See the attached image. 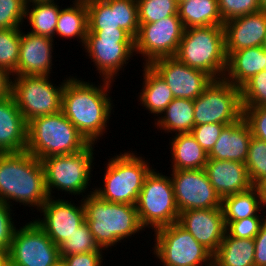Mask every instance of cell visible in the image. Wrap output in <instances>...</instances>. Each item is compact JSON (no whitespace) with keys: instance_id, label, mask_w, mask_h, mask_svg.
Wrapping results in <instances>:
<instances>
[{"instance_id":"obj_47","label":"cell","mask_w":266,"mask_h":266,"mask_svg":"<svg viewBox=\"0 0 266 266\" xmlns=\"http://www.w3.org/2000/svg\"><path fill=\"white\" fill-rule=\"evenodd\" d=\"M13 75L0 68V100L12 95Z\"/></svg>"},{"instance_id":"obj_10","label":"cell","mask_w":266,"mask_h":266,"mask_svg":"<svg viewBox=\"0 0 266 266\" xmlns=\"http://www.w3.org/2000/svg\"><path fill=\"white\" fill-rule=\"evenodd\" d=\"M153 236L150 251L163 266L213 265V254L178 222L156 229Z\"/></svg>"},{"instance_id":"obj_14","label":"cell","mask_w":266,"mask_h":266,"mask_svg":"<svg viewBox=\"0 0 266 266\" xmlns=\"http://www.w3.org/2000/svg\"><path fill=\"white\" fill-rule=\"evenodd\" d=\"M135 38V53L144 57L143 65L163 57H174L183 37L185 27L179 15H172L160 21L139 24Z\"/></svg>"},{"instance_id":"obj_50","label":"cell","mask_w":266,"mask_h":266,"mask_svg":"<svg viewBox=\"0 0 266 266\" xmlns=\"http://www.w3.org/2000/svg\"><path fill=\"white\" fill-rule=\"evenodd\" d=\"M260 11H266V0H258Z\"/></svg>"},{"instance_id":"obj_16","label":"cell","mask_w":266,"mask_h":266,"mask_svg":"<svg viewBox=\"0 0 266 266\" xmlns=\"http://www.w3.org/2000/svg\"><path fill=\"white\" fill-rule=\"evenodd\" d=\"M88 31L125 30L134 39L139 32L136 0H85Z\"/></svg>"},{"instance_id":"obj_38","label":"cell","mask_w":266,"mask_h":266,"mask_svg":"<svg viewBox=\"0 0 266 266\" xmlns=\"http://www.w3.org/2000/svg\"><path fill=\"white\" fill-rule=\"evenodd\" d=\"M242 107H266V71H261L241 88Z\"/></svg>"},{"instance_id":"obj_32","label":"cell","mask_w":266,"mask_h":266,"mask_svg":"<svg viewBox=\"0 0 266 266\" xmlns=\"http://www.w3.org/2000/svg\"><path fill=\"white\" fill-rule=\"evenodd\" d=\"M178 15L185 29L201 26H223L218 0H185L179 3Z\"/></svg>"},{"instance_id":"obj_31","label":"cell","mask_w":266,"mask_h":266,"mask_svg":"<svg viewBox=\"0 0 266 266\" xmlns=\"http://www.w3.org/2000/svg\"><path fill=\"white\" fill-rule=\"evenodd\" d=\"M88 33V9L85 0H73L72 4L67 8H62L58 16L55 35L57 37L78 38L79 43L84 46Z\"/></svg>"},{"instance_id":"obj_40","label":"cell","mask_w":266,"mask_h":266,"mask_svg":"<svg viewBox=\"0 0 266 266\" xmlns=\"http://www.w3.org/2000/svg\"><path fill=\"white\" fill-rule=\"evenodd\" d=\"M222 21L260 11L258 0H218Z\"/></svg>"},{"instance_id":"obj_39","label":"cell","mask_w":266,"mask_h":266,"mask_svg":"<svg viewBox=\"0 0 266 266\" xmlns=\"http://www.w3.org/2000/svg\"><path fill=\"white\" fill-rule=\"evenodd\" d=\"M25 12V0H0V29L23 27Z\"/></svg>"},{"instance_id":"obj_28","label":"cell","mask_w":266,"mask_h":266,"mask_svg":"<svg viewBox=\"0 0 266 266\" xmlns=\"http://www.w3.org/2000/svg\"><path fill=\"white\" fill-rule=\"evenodd\" d=\"M221 208L226 226L231 221H237L246 217L261 216L266 206L263 203L257 186L250 189L225 196L221 201Z\"/></svg>"},{"instance_id":"obj_23","label":"cell","mask_w":266,"mask_h":266,"mask_svg":"<svg viewBox=\"0 0 266 266\" xmlns=\"http://www.w3.org/2000/svg\"><path fill=\"white\" fill-rule=\"evenodd\" d=\"M27 130L28 123L13 96L0 100V153L25 151Z\"/></svg>"},{"instance_id":"obj_19","label":"cell","mask_w":266,"mask_h":266,"mask_svg":"<svg viewBox=\"0 0 266 266\" xmlns=\"http://www.w3.org/2000/svg\"><path fill=\"white\" fill-rule=\"evenodd\" d=\"M178 223L212 254L217 251L226 233L221 207L184 210L179 214Z\"/></svg>"},{"instance_id":"obj_3","label":"cell","mask_w":266,"mask_h":266,"mask_svg":"<svg viewBox=\"0 0 266 266\" xmlns=\"http://www.w3.org/2000/svg\"><path fill=\"white\" fill-rule=\"evenodd\" d=\"M87 192L82 198L85 221L95 242L104 251L146 230L140 223L135 205L109 202L100 198L94 191Z\"/></svg>"},{"instance_id":"obj_45","label":"cell","mask_w":266,"mask_h":266,"mask_svg":"<svg viewBox=\"0 0 266 266\" xmlns=\"http://www.w3.org/2000/svg\"><path fill=\"white\" fill-rule=\"evenodd\" d=\"M103 251L72 254L61 257L66 266H103Z\"/></svg>"},{"instance_id":"obj_37","label":"cell","mask_w":266,"mask_h":266,"mask_svg":"<svg viewBox=\"0 0 266 266\" xmlns=\"http://www.w3.org/2000/svg\"><path fill=\"white\" fill-rule=\"evenodd\" d=\"M245 165L251 183L256 186L266 177V141L252 136Z\"/></svg>"},{"instance_id":"obj_27","label":"cell","mask_w":266,"mask_h":266,"mask_svg":"<svg viewBox=\"0 0 266 266\" xmlns=\"http://www.w3.org/2000/svg\"><path fill=\"white\" fill-rule=\"evenodd\" d=\"M143 83L138 95L139 104L157 118L174 99L164 79L150 66L143 65Z\"/></svg>"},{"instance_id":"obj_13","label":"cell","mask_w":266,"mask_h":266,"mask_svg":"<svg viewBox=\"0 0 266 266\" xmlns=\"http://www.w3.org/2000/svg\"><path fill=\"white\" fill-rule=\"evenodd\" d=\"M8 254L10 266H52L61 259L59 246L34 219L15 229Z\"/></svg>"},{"instance_id":"obj_1","label":"cell","mask_w":266,"mask_h":266,"mask_svg":"<svg viewBox=\"0 0 266 266\" xmlns=\"http://www.w3.org/2000/svg\"><path fill=\"white\" fill-rule=\"evenodd\" d=\"M101 80L102 83L97 85L70 75L62 93V113L90 144L99 142L107 132V123L115 106L109 96L113 81Z\"/></svg>"},{"instance_id":"obj_18","label":"cell","mask_w":266,"mask_h":266,"mask_svg":"<svg viewBox=\"0 0 266 266\" xmlns=\"http://www.w3.org/2000/svg\"><path fill=\"white\" fill-rule=\"evenodd\" d=\"M150 66L164 79L174 98L195 100L213 79L201 70L194 69L174 57H163Z\"/></svg>"},{"instance_id":"obj_46","label":"cell","mask_w":266,"mask_h":266,"mask_svg":"<svg viewBox=\"0 0 266 266\" xmlns=\"http://www.w3.org/2000/svg\"><path fill=\"white\" fill-rule=\"evenodd\" d=\"M255 266H266V218L263 221L259 233L254 238Z\"/></svg>"},{"instance_id":"obj_5","label":"cell","mask_w":266,"mask_h":266,"mask_svg":"<svg viewBox=\"0 0 266 266\" xmlns=\"http://www.w3.org/2000/svg\"><path fill=\"white\" fill-rule=\"evenodd\" d=\"M175 57L182 63L205 72L213 80L224 78L227 55L223 26L185 29Z\"/></svg>"},{"instance_id":"obj_2","label":"cell","mask_w":266,"mask_h":266,"mask_svg":"<svg viewBox=\"0 0 266 266\" xmlns=\"http://www.w3.org/2000/svg\"><path fill=\"white\" fill-rule=\"evenodd\" d=\"M48 198L41 160L26 150L0 153V201L11 208L17 202L38 212Z\"/></svg>"},{"instance_id":"obj_48","label":"cell","mask_w":266,"mask_h":266,"mask_svg":"<svg viewBox=\"0 0 266 266\" xmlns=\"http://www.w3.org/2000/svg\"><path fill=\"white\" fill-rule=\"evenodd\" d=\"M260 191L263 203L266 206V177L256 185Z\"/></svg>"},{"instance_id":"obj_21","label":"cell","mask_w":266,"mask_h":266,"mask_svg":"<svg viewBox=\"0 0 266 266\" xmlns=\"http://www.w3.org/2000/svg\"><path fill=\"white\" fill-rule=\"evenodd\" d=\"M227 58L243 48L262 46L266 34V11L238 16L223 24Z\"/></svg>"},{"instance_id":"obj_20","label":"cell","mask_w":266,"mask_h":266,"mask_svg":"<svg viewBox=\"0 0 266 266\" xmlns=\"http://www.w3.org/2000/svg\"><path fill=\"white\" fill-rule=\"evenodd\" d=\"M54 39L23 32L21 28L20 52L15 76H50L52 71Z\"/></svg>"},{"instance_id":"obj_49","label":"cell","mask_w":266,"mask_h":266,"mask_svg":"<svg viewBox=\"0 0 266 266\" xmlns=\"http://www.w3.org/2000/svg\"><path fill=\"white\" fill-rule=\"evenodd\" d=\"M0 266H10L8 251L0 249Z\"/></svg>"},{"instance_id":"obj_44","label":"cell","mask_w":266,"mask_h":266,"mask_svg":"<svg viewBox=\"0 0 266 266\" xmlns=\"http://www.w3.org/2000/svg\"><path fill=\"white\" fill-rule=\"evenodd\" d=\"M6 203L0 201V249L9 251L14 231L17 227L13 222L15 213ZM13 213V215H12Z\"/></svg>"},{"instance_id":"obj_12","label":"cell","mask_w":266,"mask_h":266,"mask_svg":"<svg viewBox=\"0 0 266 266\" xmlns=\"http://www.w3.org/2000/svg\"><path fill=\"white\" fill-rule=\"evenodd\" d=\"M194 103V126L230 125L243 117L241 89L224 78L213 80Z\"/></svg>"},{"instance_id":"obj_30","label":"cell","mask_w":266,"mask_h":266,"mask_svg":"<svg viewBox=\"0 0 266 266\" xmlns=\"http://www.w3.org/2000/svg\"><path fill=\"white\" fill-rule=\"evenodd\" d=\"M254 239L236 238L227 232L213 254L214 266H255Z\"/></svg>"},{"instance_id":"obj_26","label":"cell","mask_w":266,"mask_h":266,"mask_svg":"<svg viewBox=\"0 0 266 266\" xmlns=\"http://www.w3.org/2000/svg\"><path fill=\"white\" fill-rule=\"evenodd\" d=\"M172 170L203 169L208 153L198 144L191 133H178L170 137Z\"/></svg>"},{"instance_id":"obj_25","label":"cell","mask_w":266,"mask_h":266,"mask_svg":"<svg viewBox=\"0 0 266 266\" xmlns=\"http://www.w3.org/2000/svg\"><path fill=\"white\" fill-rule=\"evenodd\" d=\"M266 51L262 46L243 48L233 52L227 58L224 79L241 88L248 80L261 71H265Z\"/></svg>"},{"instance_id":"obj_6","label":"cell","mask_w":266,"mask_h":266,"mask_svg":"<svg viewBox=\"0 0 266 266\" xmlns=\"http://www.w3.org/2000/svg\"><path fill=\"white\" fill-rule=\"evenodd\" d=\"M149 163L134 151L120 152L110 157L105 164L104 185L91 190L109 202L135 205L144 180L153 169Z\"/></svg>"},{"instance_id":"obj_4","label":"cell","mask_w":266,"mask_h":266,"mask_svg":"<svg viewBox=\"0 0 266 266\" xmlns=\"http://www.w3.org/2000/svg\"><path fill=\"white\" fill-rule=\"evenodd\" d=\"M89 145L62 111L39 116L28 122L26 151L39 160L77 153Z\"/></svg>"},{"instance_id":"obj_11","label":"cell","mask_w":266,"mask_h":266,"mask_svg":"<svg viewBox=\"0 0 266 266\" xmlns=\"http://www.w3.org/2000/svg\"><path fill=\"white\" fill-rule=\"evenodd\" d=\"M67 79L57 86L51 82L50 76H13L12 96L27 123L36 117L61 111Z\"/></svg>"},{"instance_id":"obj_52","label":"cell","mask_w":266,"mask_h":266,"mask_svg":"<svg viewBox=\"0 0 266 266\" xmlns=\"http://www.w3.org/2000/svg\"><path fill=\"white\" fill-rule=\"evenodd\" d=\"M262 48L266 51V34L264 36V40H263V43H262Z\"/></svg>"},{"instance_id":"obj_34","label":"cell","mask_w":266,"mask_h":266,"mask_svg":"<svg viewBox=\"0 0 266 266\" xmlns=\"http://www.w3.org/2000/svg\"><path fill=\"white\" fill-rule=\"evenodd\" d=\"M21 28L0 29V68L15 76L20 52Z\"/></svg>"},{"instance_id":"obj_54","label":"cell","mask_w":266,"mask_h":266,"mask_svg":"<svg viewBox=\"0 0 266 266\" xmlns=\"http://www.w3.org/2000/svg\"><path fill=\"white\" fill-rule=\"evenodd\" d=\"M183 1H185V0H177L178 4H179L180 2H183Z\"/></svg>"},{"instance_id":"obj_51","label":"cell","mask_w":266,"mask_h":266,"mask_svg":"<svg viewBox=\"0 0 266 266\" xmlns=\"http://www.w3.org/2000/svg\"><path fill=\"white\" fill-rule=\"evenodd\" d=\"M52 266H66V265H65V262L63 261V259H60L55 264H53Z\"/></svg>"},{"instance_id":"obj_8","label":"cell","mask_w":266,"mask_h":266,"mask_svg":"<svg viewBox=\"0 0 266 266\" xmlns=\"http://www.w3.org/2000/svg\"><path fill=\"white\" fill-rule=\"evenodd\" d=\"M134 41L125 30L88 31L83 49L102 79L115 82L136 55Z\"/></svg>"},{"instance_id":"obj_41","label":"cell","mask_w":266,"mask_h":266,"mask_svg":"<svg viewBox=\"0 0 266 266\" xmlns=\"http://www.w3.org/2000/svg\"><path fill=\"white\" fill-rule=\"evenodd\" d=\"M264 214H266L265 211L263 212V216H252L231 221L226 226V232L232 237L254 239L266 218Z\"/></svg>"},{"instance_id":"obj_7","label":"cell","mask_w":266,"mask_h":266,"mask_svg":"<svg viewBox=\"0 0 266 266\" xmlns=\"http://www.w3.org/2000/svg\"><path fill=\"white\" fill-rule=\"evenodd\" d=\"M90 144L88 147L73 154L56 155L41 159L44 169L45 186L49 197H54L56 190L67 192L71 195H82L89 190L91 173L94 168V147ZM55 188V189H54ZM53 189V190H52Z\"/></svg>"},{"instance_id":"obj_42","label":"cell","mask_w":266,"mask_h":266,"mask_svg":"<svg viewBox=\"0 0 266 266\" xmlns=\"http://www.w3.org/2000/svg\"><path fill=\"white\" fill-rule=\"evenodd\" d=\"M226 124L212 123L194 126L191 134L198 144L209 153L217 142L221 131Z\"/></svg>"},{"instance_id":"obj_17","label":"cell","mask_w":266,"mask_h":266,"mask_svg":"<svg viewBox=\"0 0 266 266\" xmlns=\"http://www.w3.org/2000/svg\"><path fill=\"white\" fill-rule=\"evenodd\" d=\"M69 201L49 197L39 210L43 218L34 220L57 246L68 240L85 221L82 199L78 201L79 204H74L73 200Z\"/></svg>"},{"instance_id":"obj_24","label":"cell","mask_w":266,"mask_h":266,"mask_svg":"<svg viewBox=\"0 0 266 266\" xmlns=\"http://www.w3.org/2000/svg\"><path fill=\"white\" fill-rule=\"evenodd\" d=\"M251 138V130L242 117L223 128L217 142L208 153V159L245 163Z\"/></svg>"},{"instance_id":"obj_35","label":"cell","mask_w":266,"mask_h":266,"mask_svg":"<svg viewBox=\"0 0 266 266\" xmlns=\"http://www.w3.org/2000/svg\"><path fill=\"white\" fill-rule=\"evenodd\" d=\"M59 245L60 257H66L72 254L87 253L93 251H103L95 242L90 232L89 226L84 221L76 231Z\"/></svg>"},{"instance_id":"obj_33","label":"cell","mask_w":266,"mask_h":266,"mask_svg":"<svg viewBox=\"0 0 266 266\" xmlns=\"http://www.w3.org/2000/svg\"><path fill=\"white\" fill-rule=\"evenodd\" d=\"M58 0L35 1L26 3L25 20L29 23L31 33L49 38L55 37V29L60 13ZM31 6V7H30ZM31 8V9H30Z\"/></svg>"},{"instance_id":"obj_53","label":"cell","mask_w":266,"mask_h":266,"mask_svg":"<svg viewBox=\"0 0 266 266\" xmlns=\"http://www.w3.org/2000/svg\"><path fill=\"white\" fill-rule=\"evenodd\" d=\"M26 3H31V2H35V1H53V0H25Z\"/></svg>"},{"instance_id":"obj_36","label":"cell","mask_w":266,"mask_h":266,"mask_svg":"<svg viewBox=\"0 0 266 266\" xmlns=\"http://www.w3.org/2000/svg\"><path fill=\"white\" fill-rule=\"evenodd\" d=\"M139 24L160 21L172 15H178L177 0H136Z\"/></svg>"},{"instance_id":"obj_15","label":"cell","mask_w":266,"mask_h":266,"mask_svg":"<svg viewBox=\"0 0 266 266\" xmlns=\"http://www.w3.org/2000/svg\"><path fill=\"white\" fill-rule=\"evenodd\" d=\"M171 171L170 179L180 212L221 207L222 199L210 183L204 168Z\"/></svg>"},{"instance_id":"obj_22","label":"cell","mask_w":266,"mask_h":266,"mask_svg":"<svg viewBox=\"0 0 266 266\" xmlns=\"http://www.w3.org/2000/svg\"><path fill=\"white\" fill-rule=\"evenodd\" d=\"M204 169L221 199L244 192L254 186L250 181L245 163L208 159Z\"/></svg>"},{"instance_id":"obj_43","label":"cell","mask_w":266,"mask_h":266,"mask_svg":"<svg viewBox=\"0 0 266 266\" xmlns=\"http://www.w3.org/2000/svg\"><path fill=\"white\" fill-rule=\"evenodd\" d=\"M253 137L266 141V107H242Z\"/></svg>"},{"instance_id":"obj_9","label":"cell","mask_w":266,"mask_h":266,"mask_svg":"<svg viewBox=\"0 0 266 266\" xmlns=\"http://www.w3.org/2000/svg\"><path fill=\"white\" fill-rule=\"evenodd\" d=\"M155 170L146 176L135 204L141 225L153 231L178 222L180 214L170 176Z\"/></svg>"},{"instance_id":"obj_29","label":"cell","mask_w":266,"mask_h":266,"mask_svg":"<svg viewBox=\"0 0 266 266\" xmlns=\"http://www.w3.org/2000/svg\"><path fill=\"white\" fill-rule=\"evenodd\" d=\"M154 118V126L165 133H191L194 127L193 100L174 98L161 115Z\"/></svg>"}]
</instances>
